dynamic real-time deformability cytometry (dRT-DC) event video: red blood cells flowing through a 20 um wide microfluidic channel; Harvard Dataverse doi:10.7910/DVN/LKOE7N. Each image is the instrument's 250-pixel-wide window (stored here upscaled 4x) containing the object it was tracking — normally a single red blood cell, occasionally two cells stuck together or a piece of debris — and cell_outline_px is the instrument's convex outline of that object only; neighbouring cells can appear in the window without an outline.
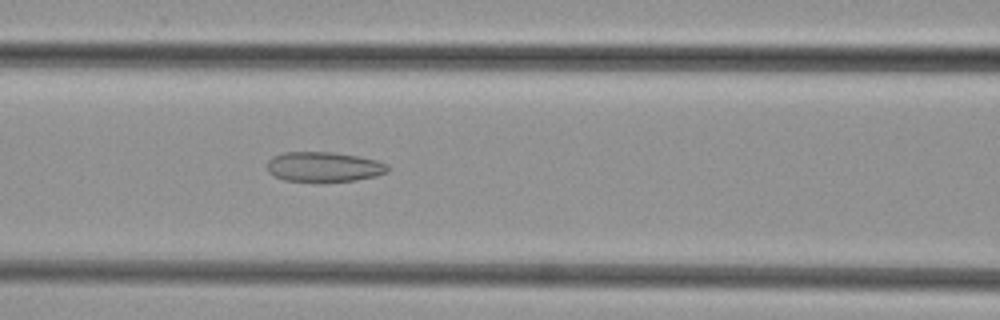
{"species": "common noctule bat (a hibernating species)", "species_latin": "Nyctalus noctula", "temperature_condition": "cold", "stored_images_in_passage": 39, "camera_frame_rate_fps": 3000, "um_per_image_px": 0.085, "animal": {"sex": "female", "body_mass_g": 29.2, "forearm_length_mm": 56.3}, "frame": {"image": 1, "passage_image": 17, "time_ms": 5.333, "image_size_px": [1000, 320], "cell_outline_px": [[388, 172], [376, 176], [356, 180], [284, 180], [272, 176], [268, 172], [268, 160], [272, 156], [284, 152], [332, 152], [356, 156], [376, 160], [388, 164]], "centroid_in_image_um": [27.51, 14.16], "position_along_channel_um": 139.1, "area_um2": 20.69}}
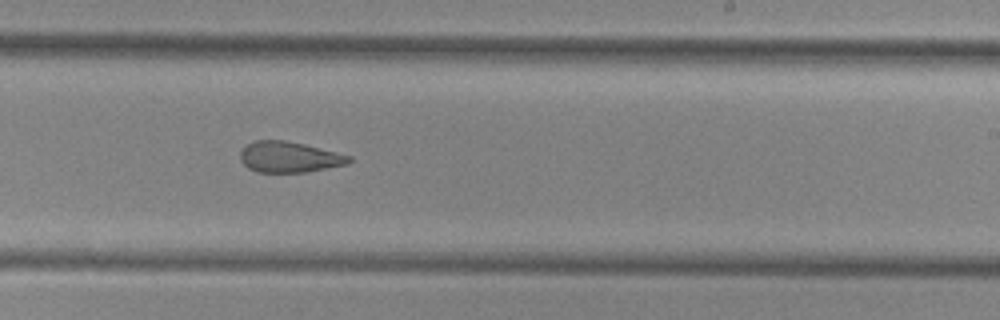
{"frame": {"image": 2, "passage_image": 26, "time_ms": 8.333, "image_size_px": [1000, 320], "cell_outline_px": [[352, 160], [348, 164], [304, 172], [256, 172], [248, 168], [240, 160], [240, 152], [248, 144], [256, 140], [284, 140], [304, 144], [352, 156]], "centroid_in_image_um": [24.58, 13.35], "position_along_channel_um": 264.4, "area_um2": 19.42}}
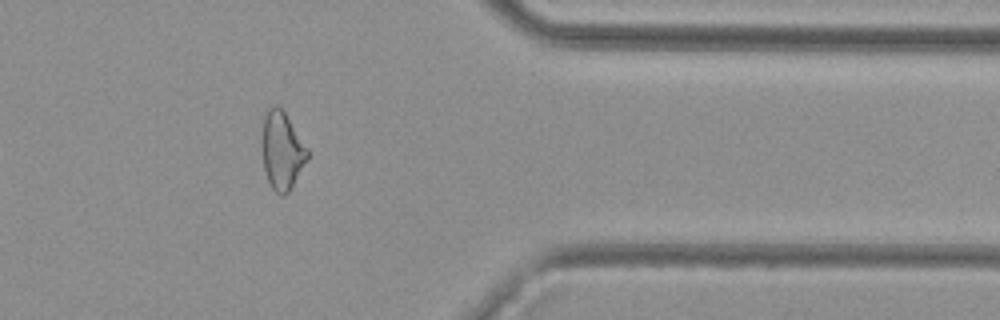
{"frame": {"image": 3, "passage_image": 36, "time_ms": 11.667, "image_size_px": [1000, 320], "cell_outline_px": [[308, 160], [288, 192], [284, 196], [280, 196], [272, 188], [268, 180], [264, 168], [260, 148], [264, 116], [268, 108], [272, 104], [276, 104], [284, 112], [308, 148]], "centroid_in_image_um": [23.94, 12.79], "position_along_channel_um": 387.5, "area_um2": 20.81}}